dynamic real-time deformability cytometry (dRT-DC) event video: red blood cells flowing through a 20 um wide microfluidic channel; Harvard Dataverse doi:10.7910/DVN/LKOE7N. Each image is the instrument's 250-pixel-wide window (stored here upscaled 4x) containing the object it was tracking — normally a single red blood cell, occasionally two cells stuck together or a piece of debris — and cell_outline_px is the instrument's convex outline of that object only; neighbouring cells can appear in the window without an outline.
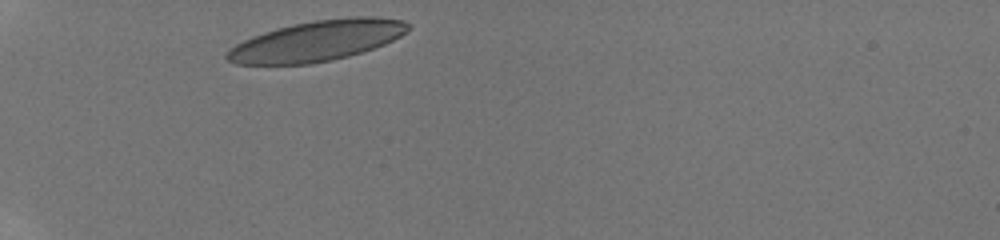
{"species": "human", "species_latin": "Homo sapiens", "temperature_condition": "room temperature", "stored_images_in_passage": 7, "camera_frame_rate_fps": 3000, "um_per_image_px": 0.085, "donor": {"sex": "male"}, "frame": {"image": 1, "passage_image": 1, "time_ms": 0.0, "image_size_px": [1000, 240], "cell_outline_px": [[412, 28], [400, 36], [384, 44], [348, 56], [332, 60], [312, 64], [236, 64], [228, 60], [224, 56], [228, 48], [252, 36], [276, 28], [292, 24], [316, 20], [352, 16], [376, 16], [404, 20], [412, 24]], "centroid_in_image_um": [26.96, 3.46], "position_along_channel_um": 58.0, "area_um2": 42.95}}
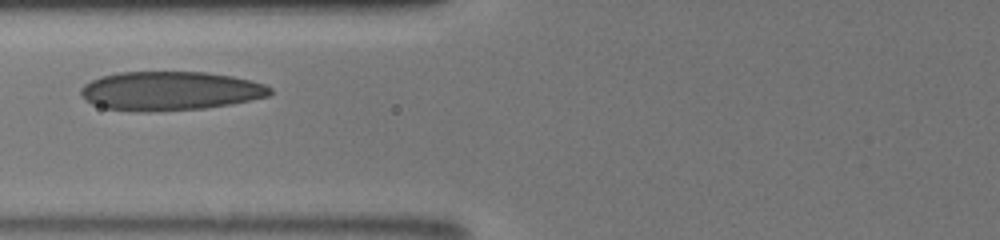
{"frame": {"image": 2, "passage_image": 5, "time_ms": 2.0, "image_size_px": [1000, 240], "cell_outline_px": [[272, 92], [268, 96], [232, 104], [204, 108], [148, 112], [140, 112], [104, 108], [92, 104], [84, 100], [80, 96], [80, 88], [84, 84], [100, 76], [120, 72], [208, 72], [232, 76], [264, 84], [272, 88]], "centroid_in_image_um": [14.41, 7.73], "position_along_channel_um": 111.4, "area_um2": 43.18}}